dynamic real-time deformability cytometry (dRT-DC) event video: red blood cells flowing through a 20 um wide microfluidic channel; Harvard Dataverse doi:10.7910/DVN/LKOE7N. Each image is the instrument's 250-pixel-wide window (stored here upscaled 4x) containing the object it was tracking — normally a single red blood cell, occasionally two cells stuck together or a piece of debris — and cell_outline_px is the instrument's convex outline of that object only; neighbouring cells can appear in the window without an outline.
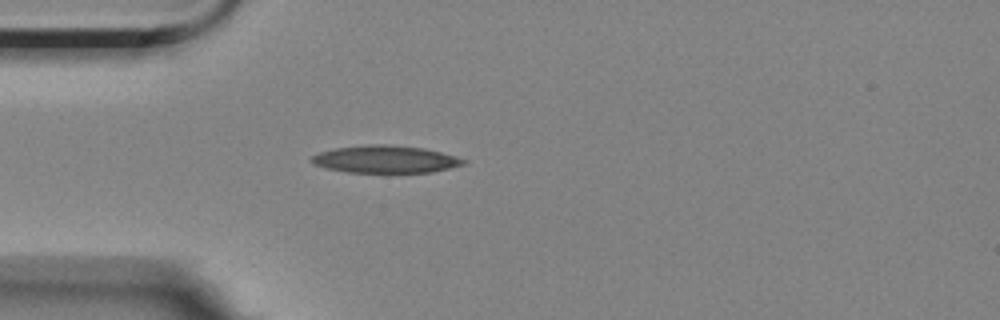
{"species": "Egyptian fruit bat (a non-hibernating species)", "species_latin": "Rousettus aegyptiacus", "temperature_condition": "room temperature", "stored_images_in_passage": 1, "camera_frame_rate_fps": 3000, "um_per_image_px": 0.085, "animal": {"sex": "female"}, "frame": {"image": 1, "passage_image": 1, "time_ms": 0.0, "image_size_px": [1000, 320], "cell_outline_px": [[468, 160], [464, 164], [432, 172], [348, 172], [328, 168], [316, 164], [308, 160], [312, 156], [320, 152], [332, 148], [368, 144], [388, 144], [424, 148], [440, 152]], "centroid_in_image_um": [32.74, 13.52], "position_along_channel_um": 52.3, "area_um2": 24.1}}